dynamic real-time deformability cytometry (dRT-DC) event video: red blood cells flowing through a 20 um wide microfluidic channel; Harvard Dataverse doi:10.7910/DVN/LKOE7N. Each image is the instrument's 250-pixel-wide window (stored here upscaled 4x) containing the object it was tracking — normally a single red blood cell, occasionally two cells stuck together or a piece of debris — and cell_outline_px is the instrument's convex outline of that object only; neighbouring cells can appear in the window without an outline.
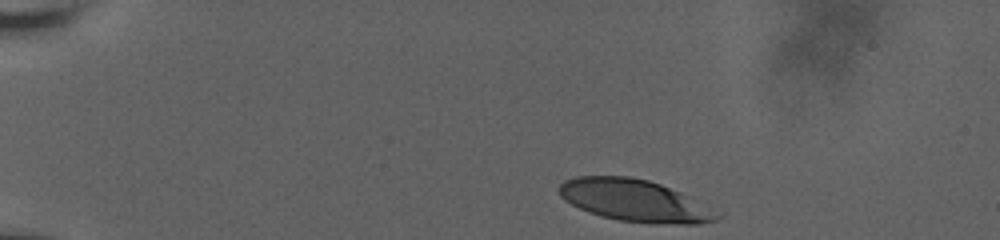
{"species": "human", "species_latin": "Homo sapiens", "temperature_condition": "room temperature", "stored_images_in_passage": 10, "camera_frame_rate_fps": 3000, "um_per_image_px": 0.085, "donor": {"sex": "male"}, "frame": {"image": 1, "passage_image": 1, "time_ms": 0.0, "image_size_px": [1000, 240], "cell_outline_px": [[724, 212], [716, 220], [700, 224], [680, 224], [620, 220], [600, 216], [588, 212], [564, 200], [560, 196], [560, 184], [564, 180], [576, 176], [628, 176], [648, 180], [660, 184], [680, 192]], "centroid_in_image_um": [54.0, 17.04], "position_along_channel_um": 31.0, "area_um2": 38.55}}
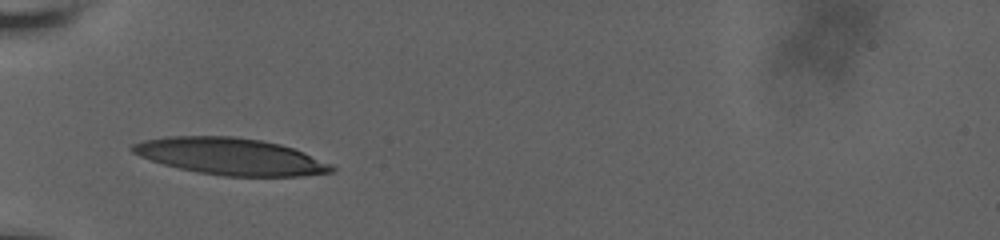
{"frame": {"image": 2, "passage_image": 6, "time_ms": 3.333, "image_size_px": [1000, 240], "cell_outline_px": [[336, 168], [332, 172], [300, 176], [224, 176], [196, 172], [164, 164], [140, 156], [132, 152], [128, 148], [132, 144], [144, 140], [168, 136], [236, 136], [260, 140], [280, 144], [304, 152], [332, 164]], "centroid_in_image_um": [19.6, 13.29], "position_along_channel_um": 65.4, "area_um2": 42.66}}
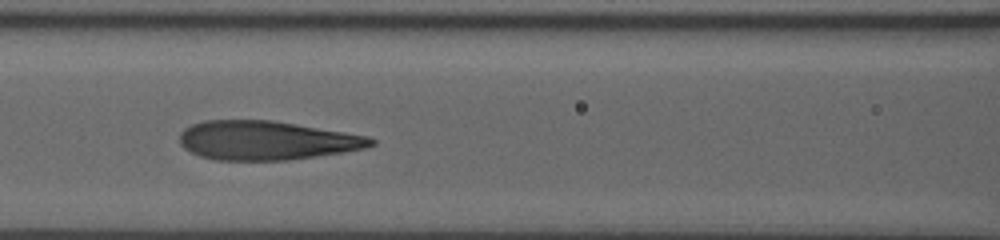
{"frame": {"image": 3, "passage_image": 9, "time_ms": 5.667, "image_size_px": [1000, 240], "cell_outline_px": [[376, 144], [368, 148], [344, 152], [288, 160], [216, 160], [200, 156], [184, 148], [180, 144], [180, 132], [184, 128], [192, 124], [204, 120], [272, 120], [368, 136], [376, 140]], "centroid_in_image_um": [22.65, 11.93], "position_along_channel_um": 143.9, "area_um2": 43.52}}